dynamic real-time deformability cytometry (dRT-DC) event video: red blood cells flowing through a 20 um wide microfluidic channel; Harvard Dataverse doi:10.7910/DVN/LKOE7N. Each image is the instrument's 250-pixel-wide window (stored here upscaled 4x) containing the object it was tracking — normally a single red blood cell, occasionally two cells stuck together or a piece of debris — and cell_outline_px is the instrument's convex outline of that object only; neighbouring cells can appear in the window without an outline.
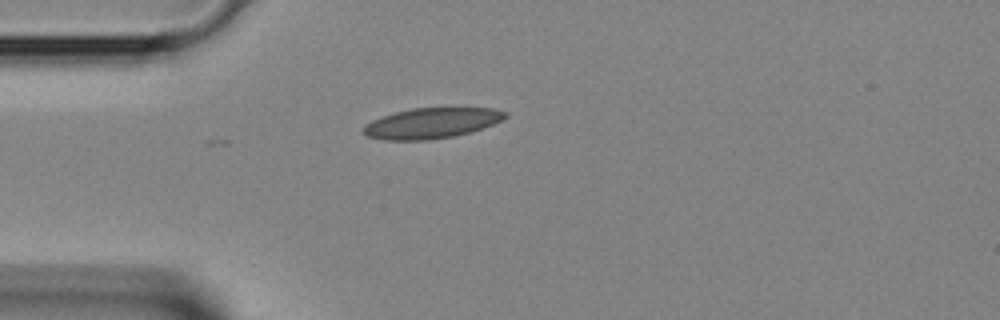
{"species": "Egyptian fruit bat (a non-hibernating species)", "species_latin": "Rousettus aegyptiacus", "temperature_condition": "room temperature", "stored_images_in_passage": 2, "camera_frame_rate_fps": 3000, "um_per_image_px": 0.085, "animal": {"sex": "female"}, "frame": {"image": 1, "passage_image": 2, "time_ms": 0.333, "image_size_px": [1000, 320], "cell_outline_px": [[508, 116], [492, 124], [472, 132], [452, 136], [428, 140], [380, 140], [364, 136], [360, 132], [360, 128], [364, 124], [372, 120], [396, 112], [412, 108], [492, 108], [508, 112]], "centroid_in_image_um": [36.6, 10.48], "position_along_channel_um": 48.4, "area_um2": 25.37}}